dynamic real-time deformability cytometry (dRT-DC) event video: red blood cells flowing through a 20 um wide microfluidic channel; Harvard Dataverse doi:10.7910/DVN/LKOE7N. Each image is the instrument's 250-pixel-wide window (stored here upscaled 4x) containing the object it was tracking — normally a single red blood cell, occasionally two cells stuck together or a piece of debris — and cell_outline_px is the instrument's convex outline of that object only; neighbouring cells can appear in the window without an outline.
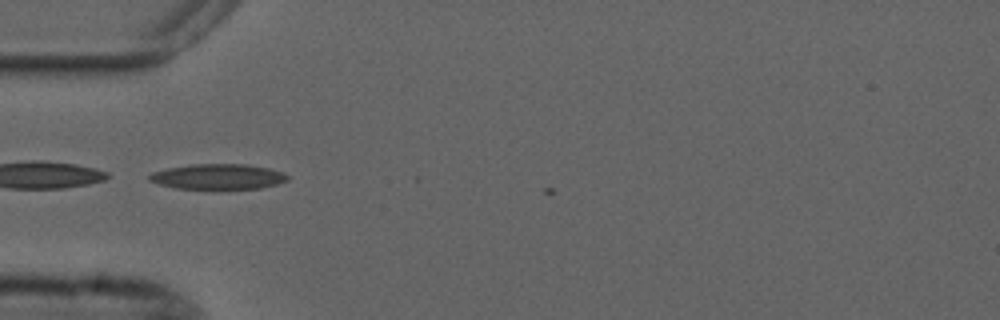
{"species": "common noctule bat (a hibernating species)", "species_latin": "Nyctalus noctula", "temperature_condition": "cold", "stored_images_in_passage": 2, "camera_frame_rate_fps": 3000, "um_per_image_px": 0.085, "animal": {"sex": "male", "forearm_length_mm": 52.5}, "frame": {"image": 1, "passage_image": 1, "time_ms": 0.0, "image_size_px": [1000, 320], "cell_outline_px": [[288, 180], [276, 184], [260, 188], [176, 188], [160, 184], [148, 180], [148, 176], [152, 172], [168, 168], [192, 164], [248, 164], [268, 168], [284, 172], [288, 176]], "centroid_in_image_um": [18.54, 15.0], "position_along_channel_um": 66.5, "area_um2": 20.17}}